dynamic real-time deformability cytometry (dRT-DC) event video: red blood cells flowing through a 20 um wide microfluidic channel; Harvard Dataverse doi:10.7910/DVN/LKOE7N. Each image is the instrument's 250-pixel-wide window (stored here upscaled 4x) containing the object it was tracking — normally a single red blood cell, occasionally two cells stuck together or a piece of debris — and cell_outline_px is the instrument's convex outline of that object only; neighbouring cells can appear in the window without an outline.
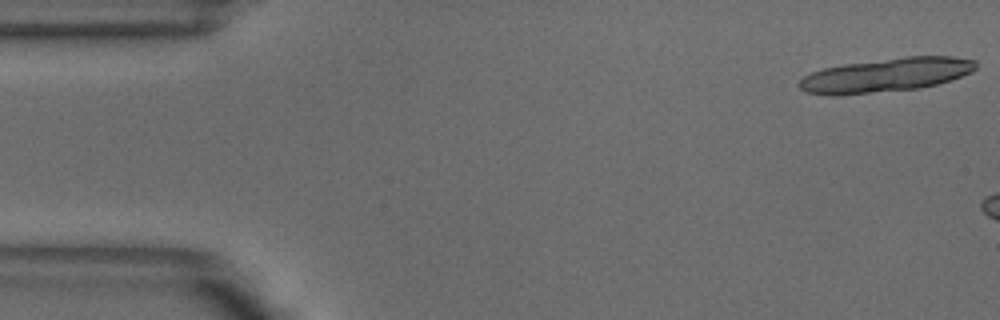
{"species": "common noctule bat (a hibernating species)", "species_latin": "Nyctalus noctula", "temperature_condition": "warm", "stored_images_in_passage": 5, "camera_frame_rate_fps": 3000, "um_per_image_px": 0.085, "animal": {"sex": "male", "body_mass_g": 18.8}, "frame": {"image": 1, "passage_image": 1, "time_ms": 0.0, "image_size_px": [1000, 320], "cell_outline_px": [[976, 68], [972, 72], [936, 84], [920, 88], [840, 96], [832, 96], [804, 92], [796, 84], [804, 76], [812, 72], [824, 68], [844, 64], [908, 56], [952, 56], [976, 60]], "centroid_in_image_um": [75.26, 6.39], "position_along_channel_um": 9.7, "area_um2": 34.97}}